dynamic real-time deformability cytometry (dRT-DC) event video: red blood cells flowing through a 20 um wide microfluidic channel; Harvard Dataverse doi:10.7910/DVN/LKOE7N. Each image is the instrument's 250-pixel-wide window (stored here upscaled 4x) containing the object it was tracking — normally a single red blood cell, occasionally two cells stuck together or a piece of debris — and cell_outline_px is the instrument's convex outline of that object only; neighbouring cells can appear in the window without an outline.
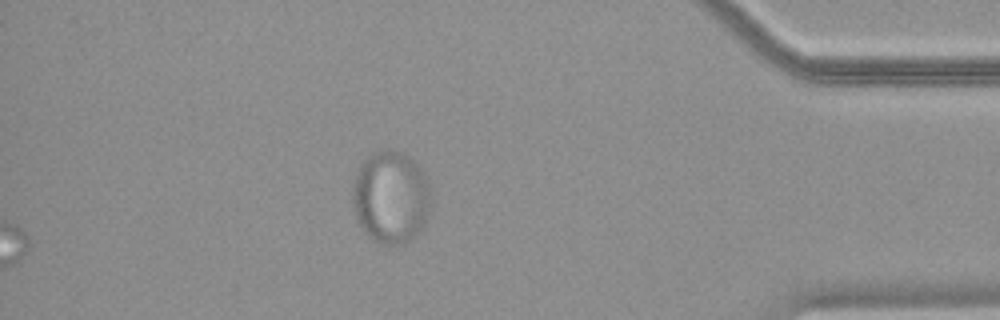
{"species": "common noctule bat (a hibernating species)", "species_latin": "Nyctalus noctula", "temperature_condition": "warm", "stored_images_in_passage": 39, "camera_frame_rate_fps": 3000, "um_per_image_px": 0.085, "animal": {"sex": "female", "body_mass_g": 18.4}, "frame": {"image": 1, "passage_image": 39, "time_ms": 12.667, "image_size_px": [1000, 320], "cell_outline_px": [[428, 212], [424, 224], [420, 232], [408, 240], [400, 244], [380, 244], [372, 240], [368, 236], [360, 224], [356, 216], [352, 200], [352, 180], [360, 164], [372, 152], [384, 148], [388, 148], [404, 152], [420, 168], [428, 184]], "centroid_in_image_um": [33.16, 16.73], "position_along_channel_um": 402.0, "area_um2": 42.19}}